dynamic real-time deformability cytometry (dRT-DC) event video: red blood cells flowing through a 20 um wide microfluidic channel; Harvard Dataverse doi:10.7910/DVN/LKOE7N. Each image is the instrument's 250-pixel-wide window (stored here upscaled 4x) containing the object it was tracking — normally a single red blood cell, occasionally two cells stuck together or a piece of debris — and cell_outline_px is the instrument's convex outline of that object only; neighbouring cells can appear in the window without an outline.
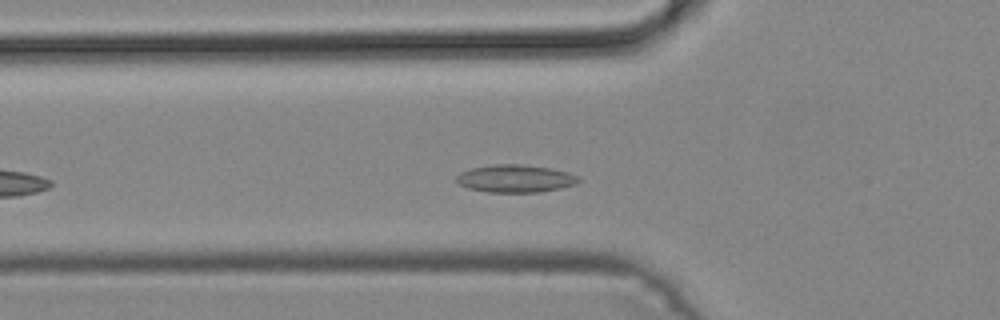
{"species": "common noctule bat (a hibernating species)", "species_latin": "Nyctalus noctula", "temperature_condition": "cold", "stored_images_in_passage": 34, "camera_frame_rate_fps": 3000, "um_per_image_px": 0.085, "animal": {"sex": "male", "body_mass_g": 19.2, "forearm_length_mm": 51.8}, "frame": {"image": 1, "passage_image": 8, "time_ms": 2.333, "image_size_px": [1000, 320], "cell_outline_px": [[580, 180], [576, 184], [560, 188], [540, 192], [488, 192], [468, 188], [460, 184], [456, 180], [456, 176], [460, 172], [472, 168], [492, 164], [520, 164], [548, 168], [568, 172], [576, 176]], "centroid_in_image_um": [43.78, 15.18], "position_along_channel_um": 82.0, "area_um2": 19.54}}
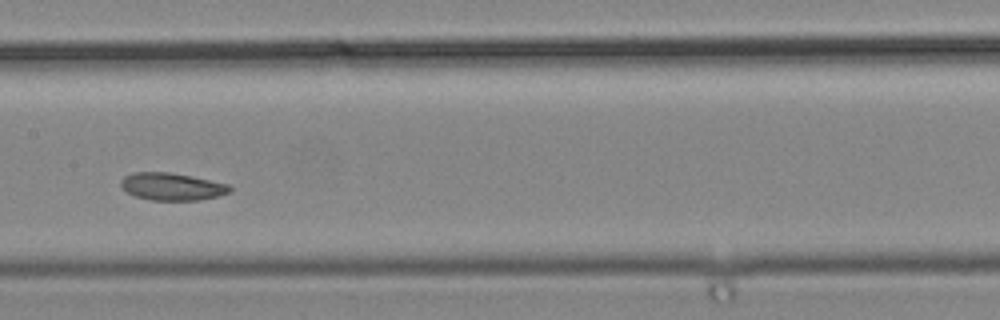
{"frame": {"image": 2, "passage_image": 16, "time_ms": 5.0, "image_size_px": [1000, 320], "cell_outline_px": [[232, 188], [228, 192], [220, 196], [200, 200], [152, 200], [136, 196], [128, 192], [120, 184], [120, 180], [124, 176], [132, 172], [168, 172], [192, 176], [228, 184]], "centroid_in_image_um": [14.62, 15.85], "position_along_channel_um": 192.8, "area_um2": 17.34}}
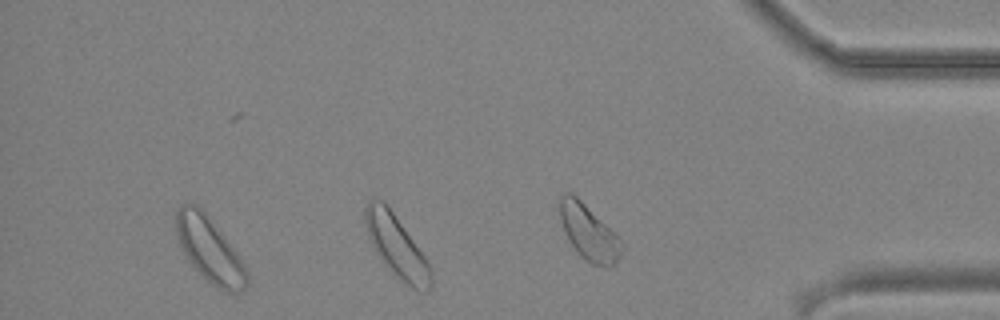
{"frame": {"image": 3, "passage_image": 31, "time_ms": 10.0, "image_size_px": [1000, 320], "cell_outline_px": [[248, 284], [240, 292], [228, 292], [212, 284], [188, 260], [180, 244], [176, 232], [176, 212], [180, 204], [196, 204], [204, 212], [240, 256], [248, 272]], "centroid_in_image_um": [17.83, 21.22], "position_along_channel_um": 417.4, "area_um2": 26.13}}